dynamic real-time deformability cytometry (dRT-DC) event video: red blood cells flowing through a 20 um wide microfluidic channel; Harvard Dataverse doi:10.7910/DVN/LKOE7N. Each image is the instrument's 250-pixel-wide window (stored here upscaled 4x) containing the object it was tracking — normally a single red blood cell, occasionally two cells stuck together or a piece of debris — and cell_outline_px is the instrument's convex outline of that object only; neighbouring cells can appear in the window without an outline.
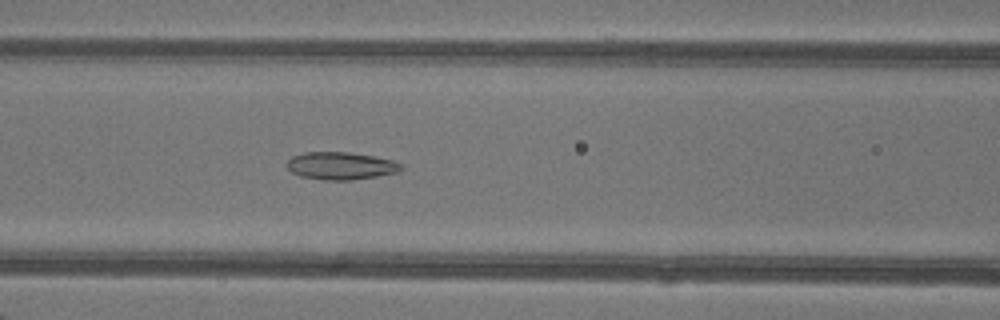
{"species": "common noctule bat (a hibernating species)", "species_latin": "Nyctalus noctula", "temperature_condition": "warm", "stored_images_in_passage": 38, "camera_frame_rate_fps": 3000, "um_per_image_px": 0.085, "animal": {"sex": "female"}, "frame": {"image": 1, "passage_image": 11, "time_ms": 3.333, "image_size_px": [1000, 320], "cell_outline_px": [[404, 168], [396, 172], [376, 176], [352, 180], [324, 180], [300, 176], [292, 172], [288, 168], [288, 160], [292, 156], [304, 152], [348, 152], [372, 156], [392, 160], [400, 164]], "centroid_in_image_um": [28.94, 14.09], "position_along_channel_um": 137.7, "area_um2": 18.15}}
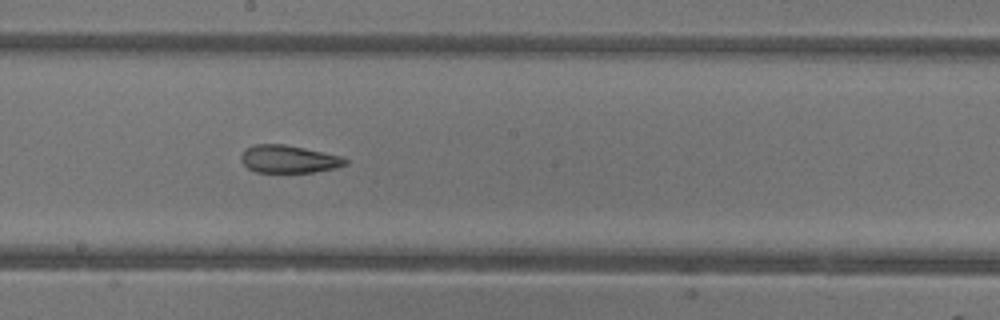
{"frame": {"image": 2, "passage_image": 17, "time_ms": 5.333, "image_size_px": [1000, 320], "cell_outline_px": [[348, 164], [336, 168], [312, 172], [256, 172], [248, 168], [240, 160], [240, 156], [244, 148], [256, 144], [284, 144], [344, 156], [348, 160]], "centroid_in_image_um": [24.55, 13.52], "position_along_channel_um": 223.6, "area_um2": 16.99}}
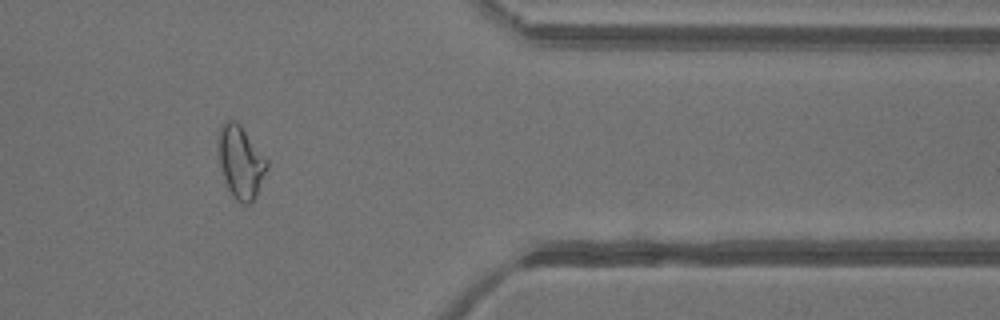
{"frame": {"image": 3, "passage_image": 30, "time_ms": 9.667, "image_size_px": [1000, 320], "cell_outline_px": [[268, 168], [256, 196], [248, 204], [240, 204], [236, 200], [228, 188], [220, 168], [216, 148], [216, 140], [220, 128], [224, 120], [236, 120], [240, 124], [268, 160]], "centroid_in_image_um": [20.43, 13.74], "position_along_channel_um": 391.0, "area_um2": 20.92}, "authors_computed_cell_mechanics": {"area_um2": 19.2474, "velocity_mm_per_s": 4.2977, "shape_relaxation_time_tau1_ms": null, "shape_relaxation_time_tau2_ms": 2.33, "deformation_change_tau1": null, "deformation_change_tau2": 0.101}}